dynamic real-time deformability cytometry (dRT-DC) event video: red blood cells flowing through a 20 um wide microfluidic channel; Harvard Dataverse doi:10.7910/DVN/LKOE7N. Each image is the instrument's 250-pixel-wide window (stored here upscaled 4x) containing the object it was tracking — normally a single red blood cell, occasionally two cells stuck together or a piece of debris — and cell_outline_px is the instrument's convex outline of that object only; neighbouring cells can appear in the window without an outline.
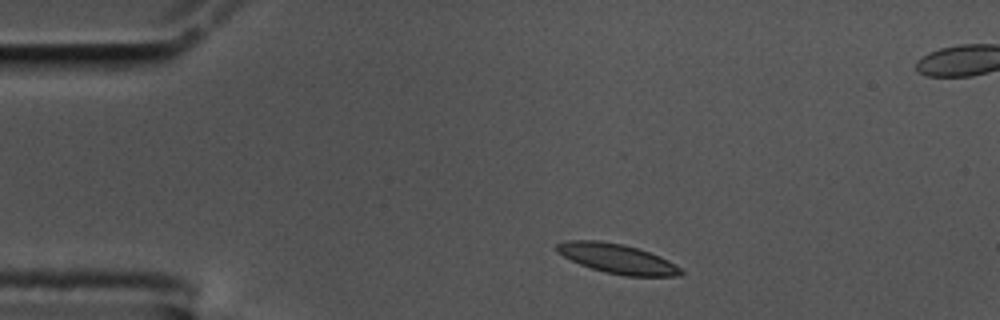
{"species": "common noctule bat (a hibernating species)", "species_latin": "Nyctalus noctula", "temperature_condition": "cold", "stored_images_in_passage": 49, "segment_of_instrument_passage": [1, 2], "camera_frame_rate_fps": 3000, "um_per_image_px": 0.085, "animal": {"sex": "male", "body_mass_g": 17.5, "forearm_length_mm": 52.3}, "frame": {"image": 1, "passage_image": 1, "time_ms": 0.0, "image_size_px": [1000, 320], "cell_outline_px": [[684, 272], [680, 276], [624, 276], [604, 272], [580, 264], [556, 252], [556, 244], [568, 240], [600, 240], [624, 244], [660, 256], [668, 260], [680, 268]], "centroid_in_image_um": [52.46, 21.98], "position_along_channel_um": 32.5, "area_um2": 21.33}}
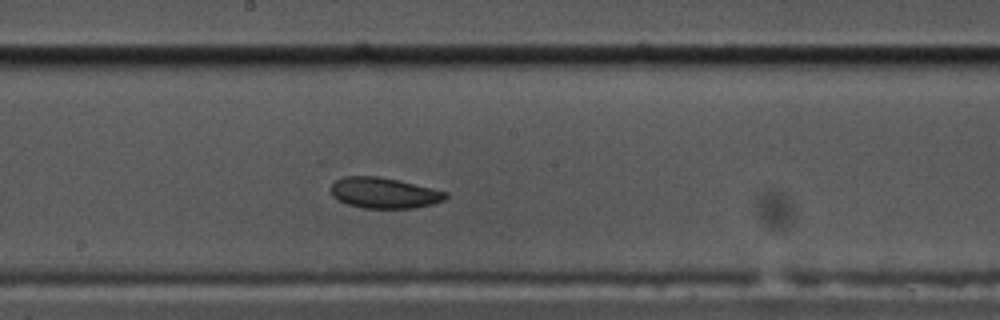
{"frame": {"image": 2, "passage_image": 21, "time_ms": 6.667, "image_size_px": [1000, 320], "cell_outline_px": [[448, 196], [444, 200], [432, 204], [412, 208], [364, 208], [348, 204], [332, 196], [332, 184], [336, 180], [344, 176], [376, 176], [396, 180], [432, 188], [448, 192]], "centroid_in_image_um": [32.66, 16.4], "position_along_channel_um": 215.5, "area_um2": 20.29}}
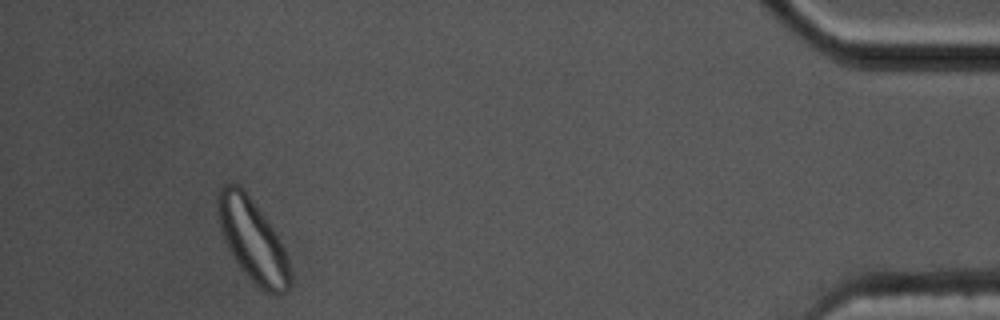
{"frame": {"image": 3, "passage_image": 44, "time_ms": 14.333, "image_size_px": [1000, 320], "cell_outline_px": [[292, 284], [288, 292], [280, 296], [276, 296], [264, 292], [248, 276], [236, 260], [220, 228], [216, 208], [216, 196], [220, 188], [224, 184], [236, 184], [244, 188], [264, 216], [280, 240], [288, 256], [292, 276]], "centroid_in_image_um": [21.52, 20.45], "position_along_channel_um": 413.7, "area_um2": 34.74}}